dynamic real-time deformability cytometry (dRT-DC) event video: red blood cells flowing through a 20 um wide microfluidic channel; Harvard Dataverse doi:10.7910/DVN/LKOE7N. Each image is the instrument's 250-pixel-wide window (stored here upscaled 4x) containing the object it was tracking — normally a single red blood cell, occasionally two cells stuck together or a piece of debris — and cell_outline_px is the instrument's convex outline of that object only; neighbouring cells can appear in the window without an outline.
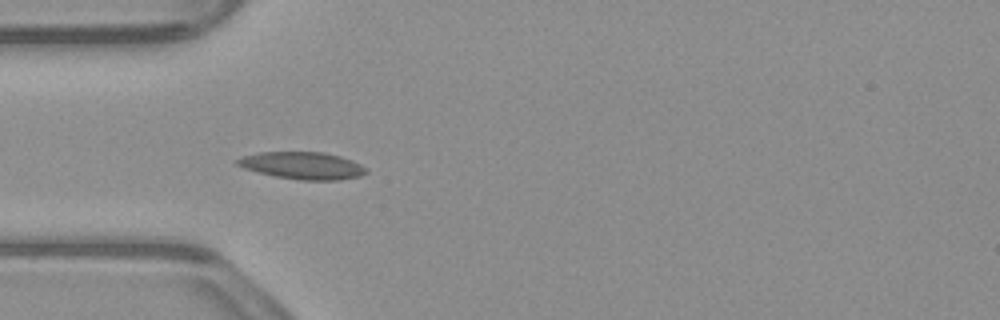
{"species": "common noctule bat (a hibernating species)", "species_latin": "Nyctalus noctula", "temperature_condition": "warm", "stored_images_in_passage": 34, "camera_frame_rate_fps": 3000, "um_per_image_px": 0.085, "animal": {"sex": "male", "body_mass_g": 23.1, "forearm_length_mm": 52.7}, "frame": {"image": 1, "passage_image": 4, "time_ms": 1.0, "image_size_px": [1000, 320], "cell_outline_px": [[368, 172], [360, 176], [340, 180], [300, 180], [276, 176], [244, 168], [236, 164], [236, 160], [244, 156], [260, 152], [324, 152], [340, 156], [352, 160], [368, 168]], "centroid_in_image_um": [25.77, 14.07], "position_along_channel_um": 59.2, "area_um2": 20.35}}
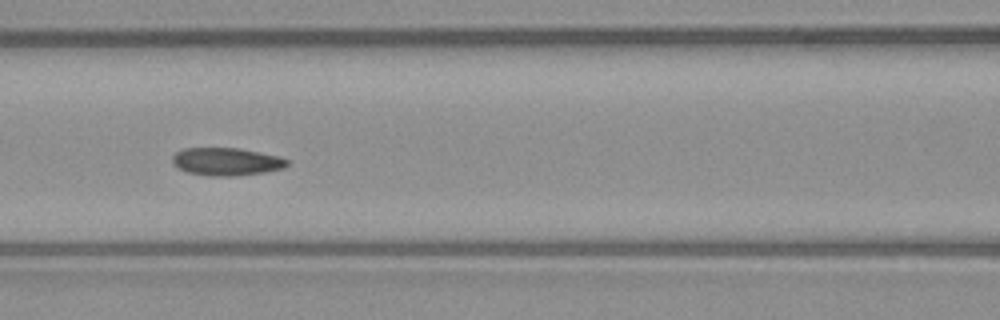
{"frame": {"image": 2, "passage_image": 11, "time_ms": 3.333, "image_size_px": [1000, 320], "cell_outline_px": [[288, 164], [284, 168], [264, 172], [236, 176], [208, 176], [188, 172], [176, 168], [172, 164], [172, 156], [176, 152], [184, 148], [240, 148], [276, 156], [288, 160]], "centroid_in_image_um": [19.19, 13.74], "position_along_channel_um": 147.4, "area_um2": 18.61}}
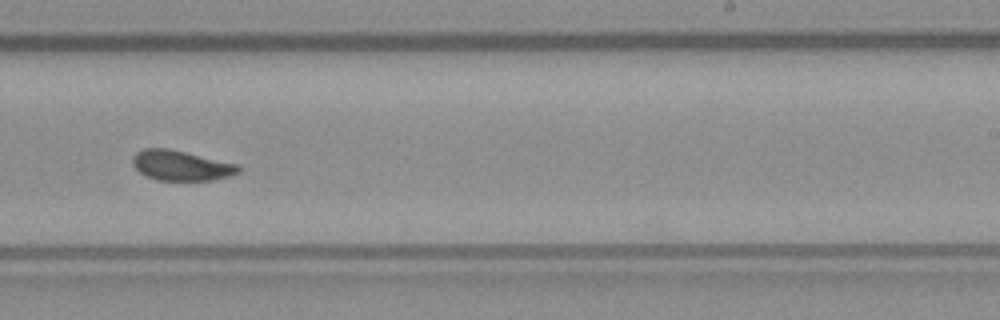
{"frame": {"image": 3, "passage_image": 21, "time_ms": 6.667, "image_size_px": [1000, 320], "cell_outline_px": [[240, 172], [228, 176], [212, 180], [156, 180], [140, 172], [132, 164], [132, 156], [136, 152], [144, 148], [168, 148], [236, 164], [240, 168]], "centroid_in_image_um": [15.35, 14.06], "position_along_channel_um": 273.7, "area_um2": 18.32}, "authors_computed_cell_mechanics": {"area_um2": 18.4093, "velocity_mm_per_s": 3.8254, "shape_relaxation_time_tau1_ms": 3.314, "shape_relaxation_time_tau2_ms": 2.0102, "deformation_change_tau1": 0.1172, "deformation_change_tau2": 0.0866}}